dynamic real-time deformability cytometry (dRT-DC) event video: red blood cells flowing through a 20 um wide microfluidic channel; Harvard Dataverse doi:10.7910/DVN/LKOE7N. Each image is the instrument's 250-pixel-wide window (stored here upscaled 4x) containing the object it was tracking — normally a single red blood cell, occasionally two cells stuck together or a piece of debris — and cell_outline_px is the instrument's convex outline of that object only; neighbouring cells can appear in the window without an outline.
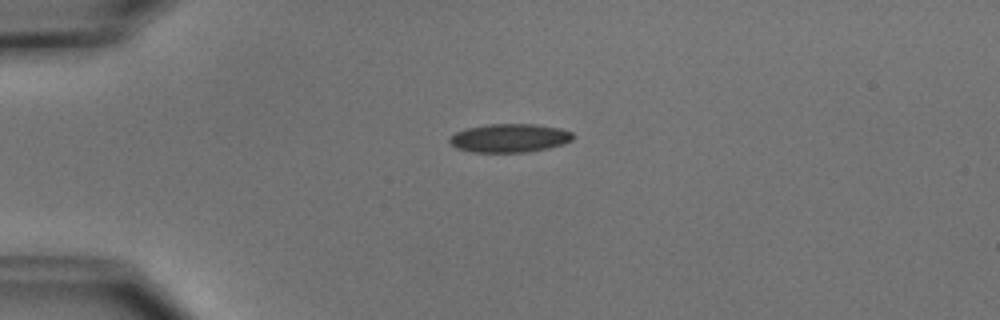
{"species": "common noctule bat (a hibernating species)", "species_latin": "Nyctalus noctula", "temperature_condition": "cold", "stored_images_in_passage": 2, "camera_frame_rate_fps": 3000, "um_per_image_px": 0.085, "animal": {"sex": "male", "body_mass_g": 15.6}, "frame": {"image": 1, "passage_image": 1, "time_ms": 0.0, "image_size_px": [1000, 320], "cell_outline_px": [[572, 140], [564, 144], [548, 148], [528, 152], [472, 152], [456, 148], [448, 140], [456, 132], [468, 128], [488, 124], [536, 124], [560, 128], [572, 132]], "centroid_in_image_um": [43.33, 11.73], "position_along_channel_um": 41.7, "area_um2": 20.46}}